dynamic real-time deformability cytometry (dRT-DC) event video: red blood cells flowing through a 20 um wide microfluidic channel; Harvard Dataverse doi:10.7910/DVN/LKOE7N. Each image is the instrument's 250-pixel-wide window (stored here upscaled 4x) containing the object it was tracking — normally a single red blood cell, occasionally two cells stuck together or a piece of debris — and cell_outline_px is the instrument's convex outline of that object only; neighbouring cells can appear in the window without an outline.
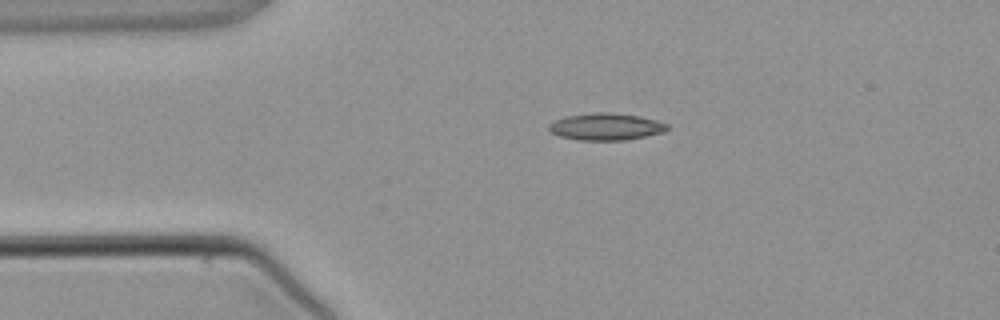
{"species": "common noctule bat (a hibernating species)", "species_latin": "Nyctalus noctula", "temperature_condition": "warm", "stored_images_in_passage": 4, "camera_frame_rate_fps": 3000, "um_per_image_px": 0.085, "animal": {"sex": "male", "body_mass_g": 21.5, "forearm_length_mm": 52.0}, "frame": {"image": 1, "passage_image": 2, "time_ms": 1.333, "image_size_px": [1000, 320], "cell_outline_px": [[668, 128], [664, 132], [624, 140], [580, 140], [560, 136], [552, 132], [548, 128], [548, 124], [552, 120], [564, 116], [596, 112], [612, 112], [640, 116], [656, 120], [668, 124]], "centroid_in_image_um": [51.47, 10.75], "position_along_channel_um": 33.5, "area_um2": 18.67}}
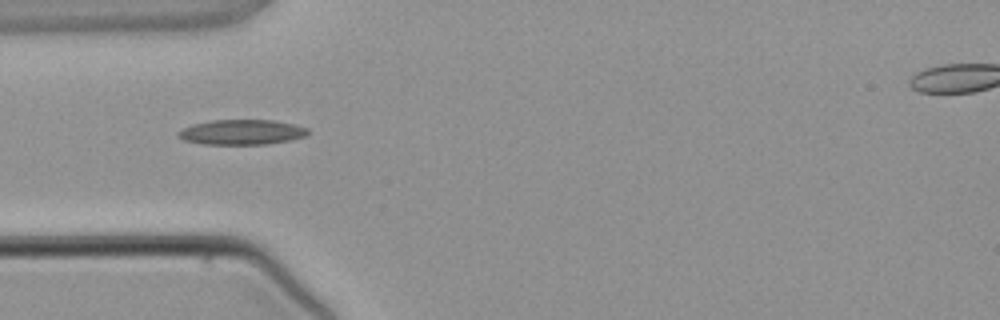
{"frame": {"image": 2, "passage_image": 3, "time_ms": 2.667, "image_size_px": [1000, 320], "cell_outline_px": [[308, 132], [304, 136], [288, 140], [268, 144], [204, 144], [184, 140], [176, 136], [176, 132], [192, 124], [212, 120], [272, 120], [292, 124], [308, 128]], "centroid_in_image_um": [20.49, 11.23], "position_along_channel_um": 64.5, "area_um2": 18.79}}
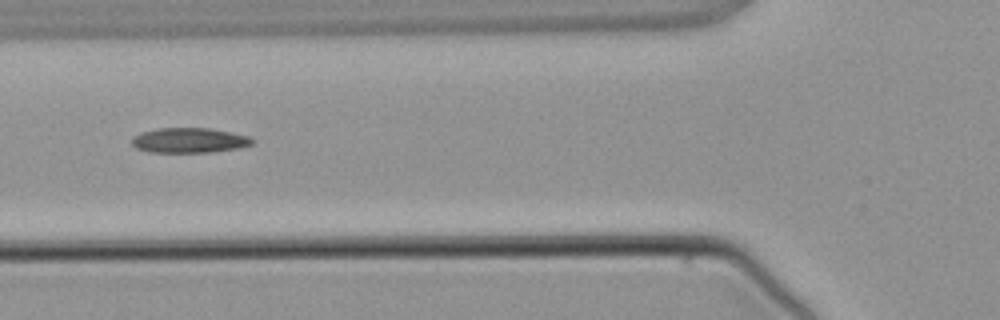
{"frame": {"image": 3, "passage_image": 4, "time_ms": 3.667, "image_size_px": [1000, 320], "cell_outline_px": [[252, 144], [240, 148], [212, 152], [148, 152], [136, 148], [132, 144], [132, 136], [140, 132], [156, 128], [208, 128], [232, 132], [248, 136], [252, 140]], "centroid_in_image_um": [16.05, 11.92], "position_along_channel_um": 109.8, "area_um2": 17.63}}